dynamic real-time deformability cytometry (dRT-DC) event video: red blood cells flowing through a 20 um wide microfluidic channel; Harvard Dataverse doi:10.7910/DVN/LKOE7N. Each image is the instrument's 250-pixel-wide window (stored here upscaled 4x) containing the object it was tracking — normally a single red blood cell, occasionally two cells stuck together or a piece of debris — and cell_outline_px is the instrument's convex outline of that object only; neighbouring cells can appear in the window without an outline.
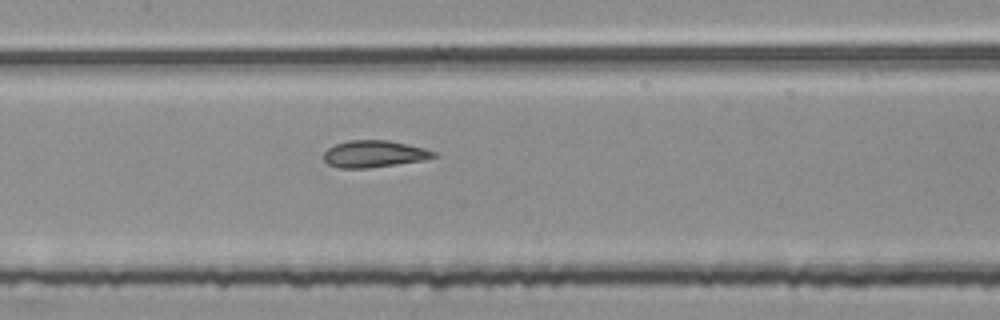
{"species": "common noctule bat (a hibernating species)", "species_latin": "Nyctalus noctula", "temperature_condition": "room temperature", "stored_images_in_passage": 41, "segment_of_instrument_passage": [2, 2], "camera_frame_rate_fps": 3000, "um_per_image_px": 0.085, "animal": {"sex": "female", "body_mass_g": 25.1}, "frame": {"image": 1, "passage_image": 13, "time_ms": 4.0, "image_size_px": [1000, 320], "cell_outline_px": [[436, 156], [424, 160], [368, 168], [336, 168], [328, 164], [324, 160], [324, 152], [328, 148], [336, 144], [348, 140], [388, 140], [408, 144], [424, 148], [436, 152]], "centroid_in_image_um": [31.78, 13.08], "position_along_channel_um": 175.6, "area_um2": 17.22}}
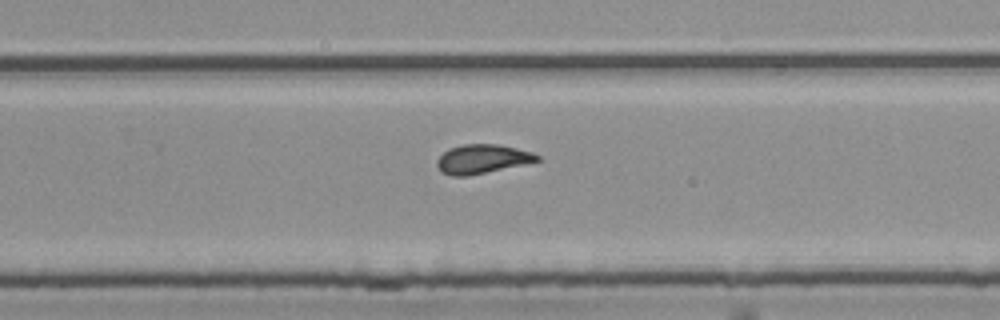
{"frame": {"image": 2, "passage_image": 22, "time_ms": 7.0, "image_size_px": [1000, 320], "cell_outline_px": [[540, 160], [524, 164], [468, 176], [452, 176], [444, 172], [436, 164], [436, 160], [448, 148], [464, 144], [500, 144], [532, 152], [540, 156]], "centroid_in_image_um": [40.99, 13.5], "position_along_channel_um": 288.8, "area_um2": 16.82}}
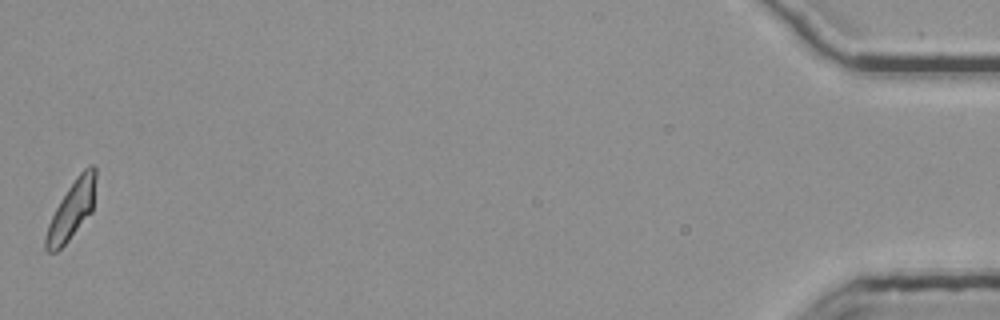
{"frame": {"image": 3, "passage_image": 41, "time_ms": 13.333, "image_size_px": [1000, 320], "cell_outline_px": [[96, 176], [92, 212], [68, 240], [56, 252], [48, 252], [44, 248], [44, 240], [48, 224], [60, 200], [76, 176], [88, 164], [92, 164], [96, 168]], "centroid_in_image_um": [6.09, 17.83], "position_along_channel_um": 429.1, "area_um2": 16.82}}